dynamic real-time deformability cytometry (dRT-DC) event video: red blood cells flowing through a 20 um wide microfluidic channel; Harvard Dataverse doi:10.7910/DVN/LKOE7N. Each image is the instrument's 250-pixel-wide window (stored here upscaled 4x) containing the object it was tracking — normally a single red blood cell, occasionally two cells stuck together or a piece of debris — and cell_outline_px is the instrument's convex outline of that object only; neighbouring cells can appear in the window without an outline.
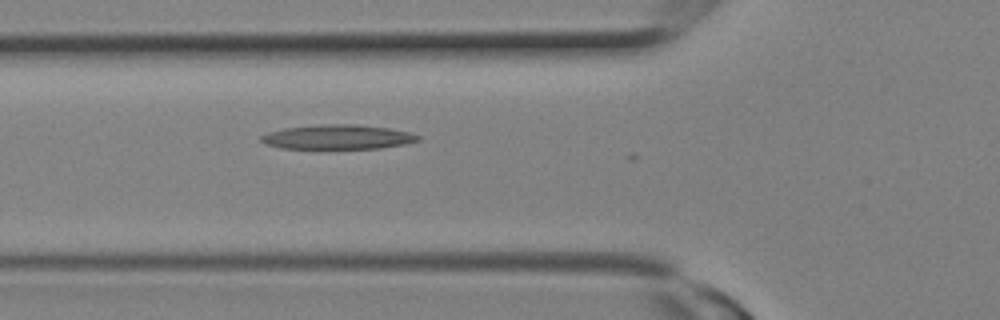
{"species": "Egyptian fruit bat (a non-hibernating species)", "species_latin": "Rousettus aegyptiacus", "temperature_condition": "room temperature", "stored_images_in_passage": 9, "camera_frame_rate_fps": 3000, "um_per_image_px": 0.085, "animal": {"sex": "female"}, "frame": {"image": 1, "passage_image": 9, "time_ms": 2.667, "image_size_px": [1000, 320], "cell_outline_px": [[420, 140], [404, 144], [380, 148], [284, 148], [268, 144], [260, 140], [260, 136], [268, 132], [284, 128], [328, 124], [352, 124], [388, 128], [408, 132], [420, 136]], "centroid_in_image_um": [28.72, 11.64], "position_along_channel_um": 97.1, "area_um2": 21.96}}